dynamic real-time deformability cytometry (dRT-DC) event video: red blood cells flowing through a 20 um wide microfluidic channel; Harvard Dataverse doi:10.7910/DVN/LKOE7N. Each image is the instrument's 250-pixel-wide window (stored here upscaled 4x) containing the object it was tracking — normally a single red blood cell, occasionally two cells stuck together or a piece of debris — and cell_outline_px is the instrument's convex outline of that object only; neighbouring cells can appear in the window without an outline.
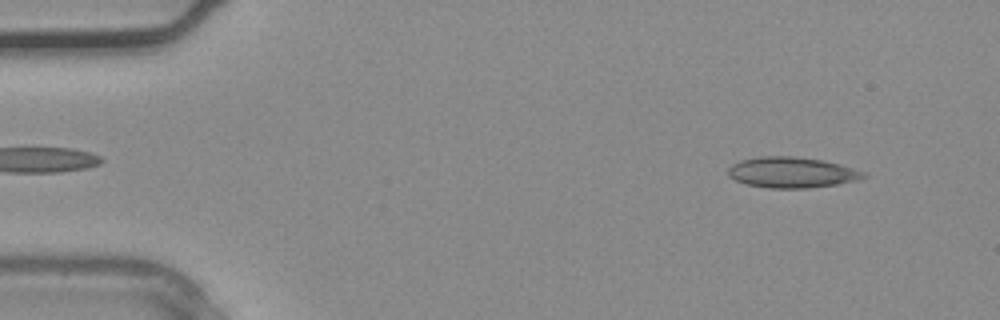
{"species": "common noctule bat (a hibernating species)", "species_latin": "Nyctalus noctula", "temperature_condition": "warm", "stored_images_in_passage": 35, "camera_frame_rate_fps": 3000, "um_per_image_px": 0.085, "animal": {"sex": "male", "body_mass_g": 20.4}, "frame": {"image": 1, "passage_image": 3, "time_ms": 0.667, "image_size_px": [1000, 320], "cell_outline_px": [[868, 176], [856, 180], [836, 184], [808, 188], [768, 188], [744, 184], [728, 176], [728, 168], [732, 164], [740, 160], [760, 156], [792, 156], [820, 160], [840, 164], [868, 172]], "centroid_in_image_um": [67.3, 14.66], "position_along_channel_um": 17.7, "area_um2": 24.33}}
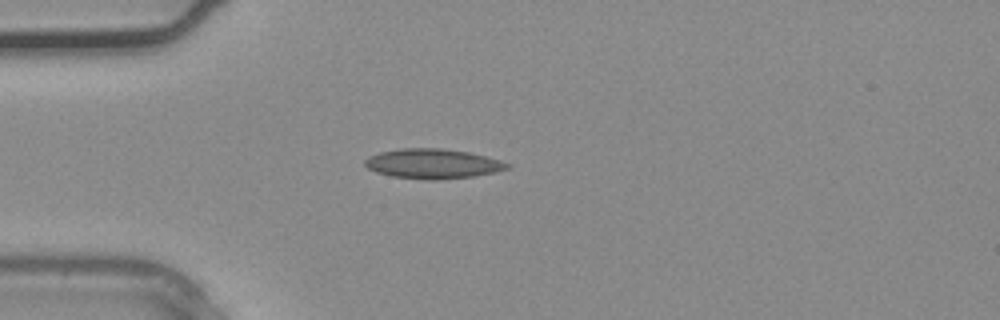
{"frame": {"image": 2, "passage_image": 9, "time_ms": 2.667, "image_size_px": [1000, 320], "cell_outline_px": [[512, 168], [496, 172], [472, 176], [436, 180], [428, 180], [392, 176], [376, 172], [368, 168], [364, 164], [364, 160], [368, 156], [380, 152], [400, 148], [440, 148], [468, 152], [500, 160], [512, 164]], "centroid_in_image_um": [36.8, 13.91], "position_along_channel_um": 48.2, "area_um2": 24.74}}
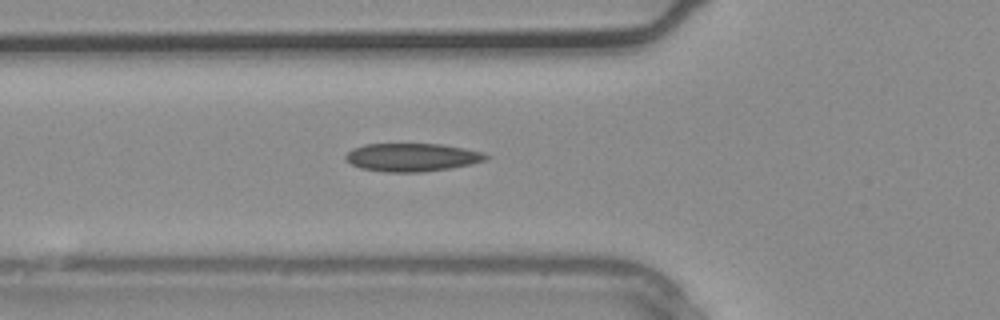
{"frame": {"image": 3, "passage_image": 12, "time_ms": 3.667, "image_size_px": [1000, 320], "cell_outline_px": [[492, 156], [484, 160], [472, 164], [448, 168], [420, 172], [388, 172], [360, 168], [352, 164], [344, 156], [352, 148], [364, 144], [440, 144], [464, 148], [484, 152]], "centroid_in_image_um": [35.04, 13.36], "position_along_channel_um": 90.8, "area_um2": 22.95}}